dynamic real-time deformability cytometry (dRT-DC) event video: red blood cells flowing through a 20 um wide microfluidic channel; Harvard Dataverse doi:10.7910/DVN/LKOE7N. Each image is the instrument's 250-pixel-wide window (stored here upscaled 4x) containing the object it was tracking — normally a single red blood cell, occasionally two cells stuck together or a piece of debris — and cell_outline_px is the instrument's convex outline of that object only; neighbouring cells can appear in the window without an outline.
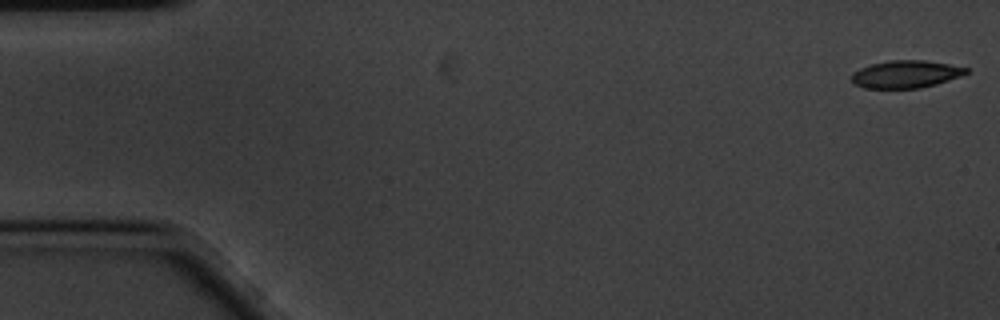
{"species": "common noctule bat (a hibernating species)", "species_latin": "Nyctalus noctula", "temperature_condition": "cold", "stored_images_in_passage": 58, "camera_frame_rate_fps": 3000, "um_per_image_px": 0.085, "animal": {"sex": "male", "body_mass_g": 20.1, "forearm_length_mm": 53.5}, "frame": {"image": 1, "passage_image": 1, "time_ms": 0.0, "image_size_px": [1000, 320], "cell_outline_px": [[968, 72], [960, 76], [936, 84], [920, 88], [864, 88], [852, 84], [852, 72], [860, 68], [872, 64], [888, 60], [924, 60], [948, 64], [968, 68]], "centroid_in_image_um": [76.95, 6.31], "position_along_channel_um": 8.0, "area_um2": 18.32}}
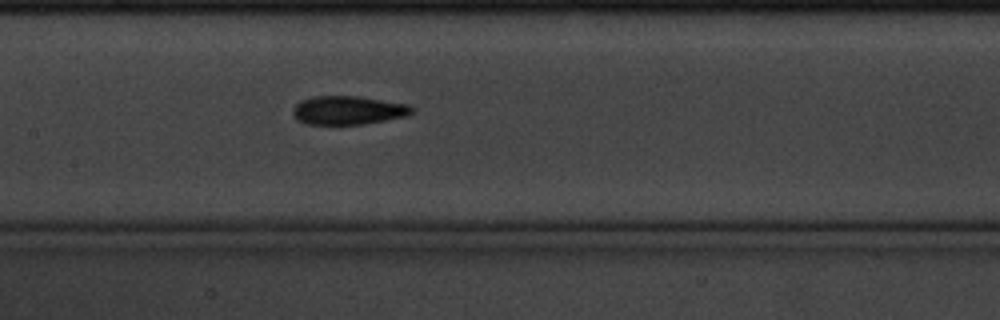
{"frame": {"image": 2, "passage_image": 27, "time_ms": 8.667, "image_size_px": [1000, 320], "cell_outline_px": [[416, 108], [408, 116], [364, 124], [308, 124], [296, 120], [292, 116], [292, 108], [300, 100], [312, 96], [356, 96], [408, 104]], "centroid_in_image_um": [29.57, 9.37], "position_along_channel_um": 177.8, "area_um2": 20.06}}
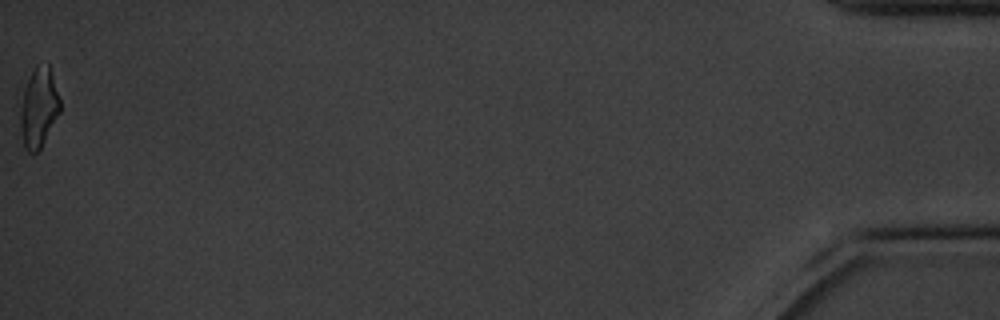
{"frame": {"image": 3, "passage_image": 58, "time_ms": 19.0, "image_size_px": [1000, 320], "cell_outline_px": [[60, 112], [40, 148], [36, 152], [28, 152], [24, 148], [20, 132], [20, 112], [24, 88], [36, 64], [48, 64], [60, 100]], "centroid_in_image_um": [3.28, 9.17], "position_along_channel_um": 431.9, "area_um2": 18.15}, "authors_computed_cell_mechanics": {"area_um2": 19.2185, "velocity_mm_per_s": 3.4329, "shape_relaxation_time_tau1_ms": 3.9921, "shape_relaxation_time_tau2_ms": 5.4549, "deformation_change_tau1": 0.1447, "deformation_change_tau2": 0.1352}}